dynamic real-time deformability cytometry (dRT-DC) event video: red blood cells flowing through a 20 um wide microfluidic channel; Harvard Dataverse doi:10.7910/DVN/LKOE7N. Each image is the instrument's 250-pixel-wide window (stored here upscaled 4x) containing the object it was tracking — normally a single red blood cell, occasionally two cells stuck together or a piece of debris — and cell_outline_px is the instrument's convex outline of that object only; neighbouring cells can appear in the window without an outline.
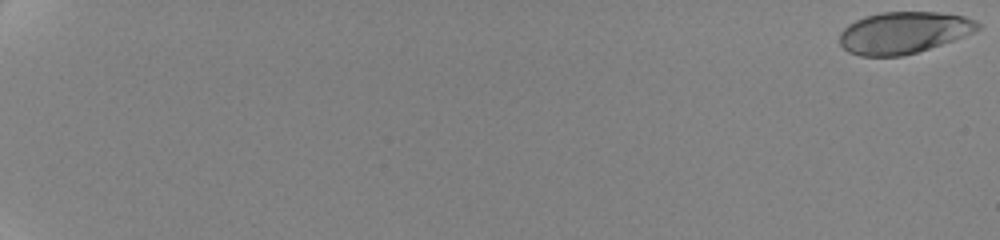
{"species": "human", "species_latin": "Homo sapiens", "temperature_condition": "cold", "stored_images_in_passage": 20, "camera_frame_rate_fps": 3000, "um_per_image_px": 0.085, "donor": {"sex": "female"}, "frame": {"image": 1, "passage_image": 1, "time_ms": 0.0, "image_size_px": [1000, 240], "cell_outline_px": [[980, 28], [964, 36], [916, 52], [900, 56], [860, 56], [848, 52], [840, 44], [840, 32], [848, 24], [864, 16], [880, 12], [936, 12], [964, 16], [976, 20], [980, 24]], "centroid_in_image_um": [76.77, 2.76], "position_along_channel_um": 8.2, "area_um2": 33.41}}
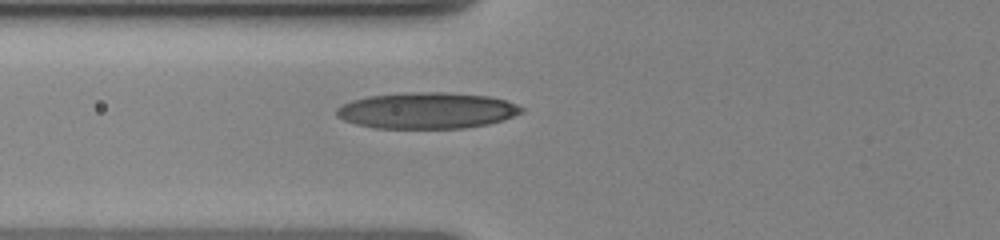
{"frame": {"image": 2, "passage_image": 17, "time_ms": 9.0, "image_size_px": [1000, 240], "cell_outline_px": [[524, 112], [504, 120], [488, 124], [464, 128], [376, 128], [356, 124], [344, 120], [336, 116], [336, 108], [352, 100], [368, 96], [404, 92], [444, 92], [488, 96], [504, 100], [516, 104], [524, 108]], "centroid_in_image_um": [36.29, 9.39], "position_along_channel_um": 89.5, "area_um2": 39.13}}
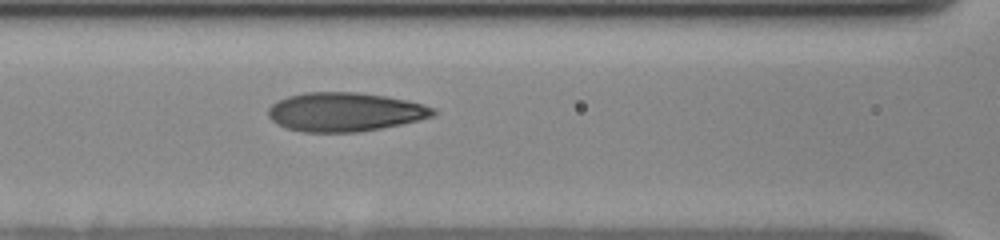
{"frame": {"image": 3, "passage_image": 20, "time_ms": 10.333, "image_size_px": [1000, 240], "cell_outline_px": [[436, 112], [432, 116], [420, 120], [380, 128], [356, 132], [304, 132], [288, 128], [276, 124], [268, 116], [268, 108], [276, 100], [288, 96], [304, 92], [356, 92], [384, 96], [408, 100], [424, 104], [436, 108]], "centroid_in_image_um": [29.3, 9.51], "position_along_channel_um": 137.3, "area_um2": 37.45}}